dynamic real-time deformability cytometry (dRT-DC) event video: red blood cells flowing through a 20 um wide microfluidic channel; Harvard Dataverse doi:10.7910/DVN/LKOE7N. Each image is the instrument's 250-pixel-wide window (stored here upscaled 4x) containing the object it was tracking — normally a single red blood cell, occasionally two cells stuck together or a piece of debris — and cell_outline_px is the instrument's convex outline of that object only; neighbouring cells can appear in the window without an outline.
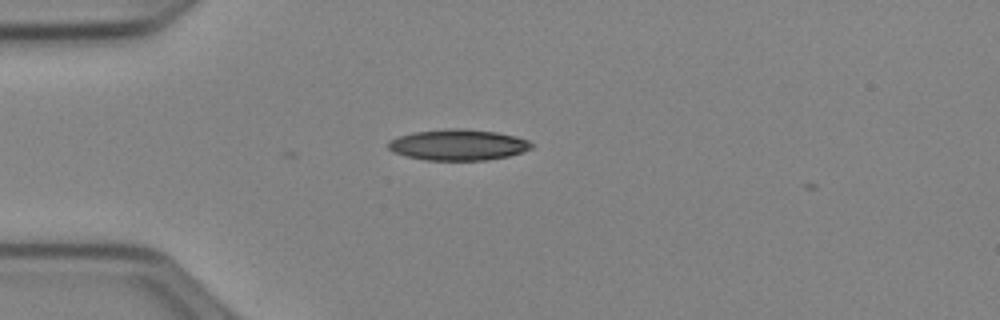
{"species": "Egyptian fruit bat (a non-hibernating species)", "species_latin": "Rousettus aegyptiacus", "temperature_condition": "cold", "stored_images_in_passage": 2, "camera_frame_rate_fps": 3000, "um_per_image_px": 0.085, "animal": {"sex": "female"}, "frame": {"image": 1, "passage_image": 1, "time_ms": 0.0, "image_size_px": [1000, 320], "cell_outline_px": [[532, 148], [508, 156], [484, 160], [424, 160], [404, 156], [392, 152], [388, 148], [388, 140], [412, 132], [448, 128], [464, 128], [496, 132], [516, 136], [528, 140], [532, 144]], "centroid_in_image_um": [38.89, 12.3], "position_along_channel_um": 46.1, "area_um2": 25.95}}